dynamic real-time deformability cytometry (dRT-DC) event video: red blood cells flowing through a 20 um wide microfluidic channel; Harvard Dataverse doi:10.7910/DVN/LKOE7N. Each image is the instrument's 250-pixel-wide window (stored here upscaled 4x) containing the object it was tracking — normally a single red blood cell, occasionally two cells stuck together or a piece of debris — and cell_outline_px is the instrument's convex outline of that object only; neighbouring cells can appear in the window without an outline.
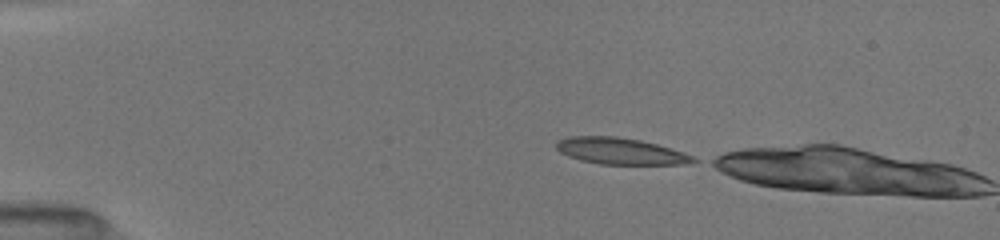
{"species": "common noctule bat (a hibernating species)", "species_latin": "Nyctalus noctula", "temperature_condition": "room temperature", "stored_images_in_passage": 2, "camera_frame_rate_fps": 3000, "um_per_image_px": 0.085, "animal": {"sex": "female", "body_mass_g": 19.5, "forearm_length_mm": 54.1}, "frame": {"image": 1, "passage_image": 1, "time_ms": 0.0, "image_size_px": [1000, 240], "cell_outline_px": [[700, 160], [680, 164], [600, 164], [580, 160], [568, 156], [560, 152], [556, 148], [556, 144], [560, 140], [572, 136], [616, 136], [640, 140], [656, 144], [692, 156]], "centroid_in_image_um": [52.69, 12.84], "position_along_channel_um": 32.3, "area_um2": 20.75}}